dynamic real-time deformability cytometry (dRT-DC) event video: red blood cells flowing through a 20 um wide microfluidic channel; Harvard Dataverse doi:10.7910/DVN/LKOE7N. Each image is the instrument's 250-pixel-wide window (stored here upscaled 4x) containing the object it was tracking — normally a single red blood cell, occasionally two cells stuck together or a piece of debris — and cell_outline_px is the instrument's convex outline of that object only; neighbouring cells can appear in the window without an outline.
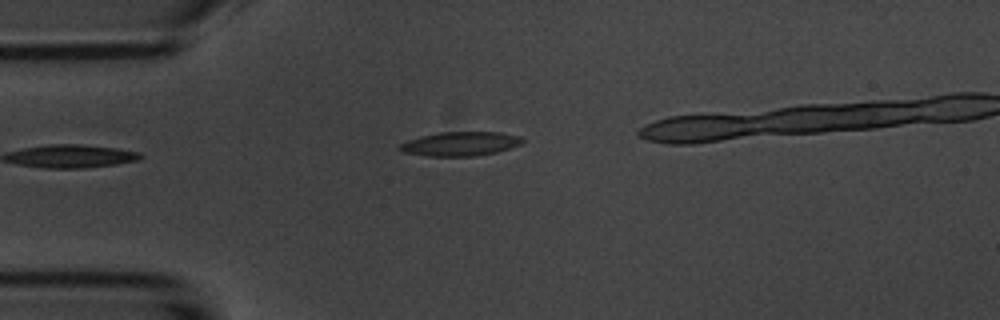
{"species": "common noctule bat (a hibernating species)", "species_latin": "Nyctalus noctula", "temperature_condition": "room temperature", "stored_images_in_passage": 31, "camera_frame_rate_fps": 3000, "um_per_image_px": 0.085, "animal": {"sex": "male", "body_mass_g": 20.1, "forearm_length_mm": 53.5}, "frame": {"image": 1, "passage_image": 1, "time_ms": 0.0, "image_size_px": [1000, 320], "cell_outline_px": [[524, 140], [520, 144], [496, 152], [476, 156], [428, 156], [400, 152], [396, 148], [400, 144], [408, 140], [440, 132], [500, 132], [520, 136]], "centroid_in_image_um": [39.09, 12.23], "position_along_channel_um": 45.9, "area_um2": 17.17}}
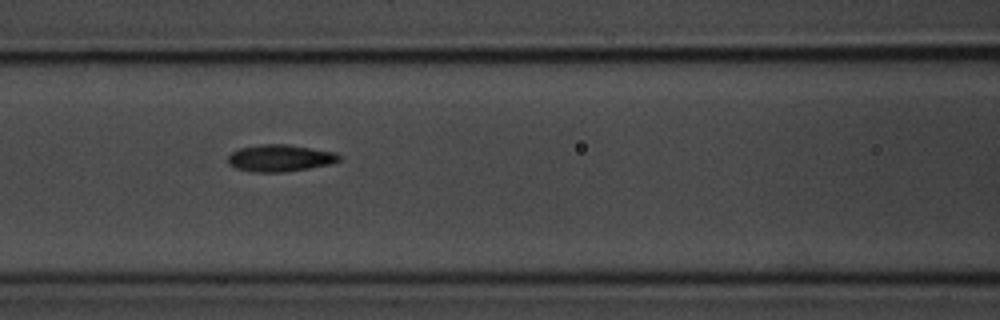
{"frame": {"image": 2, "passage_image": 10, "time_ms": 3.0, "image_size_px": [1000, 320], "cell_outline_px": [[340, 160], [332, 164], [284, 172], [252, 172], [236, 168], [228, 164], [228, 156], [232, 152], [240, 148], [260, 144], [288, 144], [336, 152], [340, 156]], "centroid_in_image_um": [23.81, 13.43], "position_along_channel_um": 142.8, "area_um2": 17.51}}
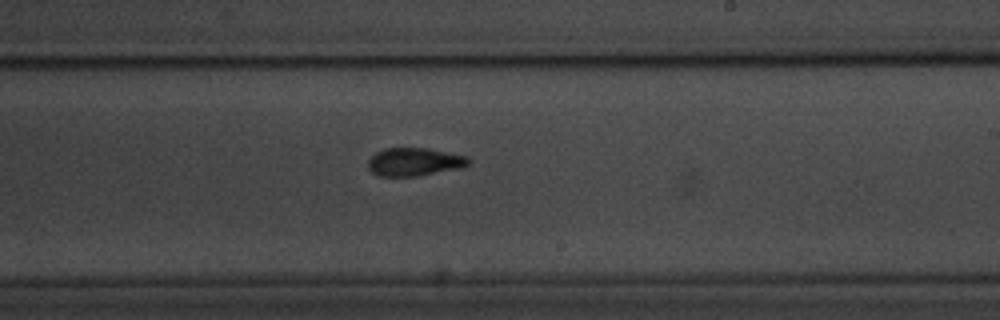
{"frame": {"image": 3, "passage_image": 19, "time_ms": 6.0, "image_size_px": [1000, 320], "cell_outline_px": [[472, 164], [464, 168], [416, 176], [376, 176], [368, 168], [368, 160], [376, 152], [384, 148], [428, 148], [468, 156], [472, 160]], "centroid_in_image_um": [35.28, 13.76], "position_along_channel_um": 253.7, "area_um2": 16.82}}